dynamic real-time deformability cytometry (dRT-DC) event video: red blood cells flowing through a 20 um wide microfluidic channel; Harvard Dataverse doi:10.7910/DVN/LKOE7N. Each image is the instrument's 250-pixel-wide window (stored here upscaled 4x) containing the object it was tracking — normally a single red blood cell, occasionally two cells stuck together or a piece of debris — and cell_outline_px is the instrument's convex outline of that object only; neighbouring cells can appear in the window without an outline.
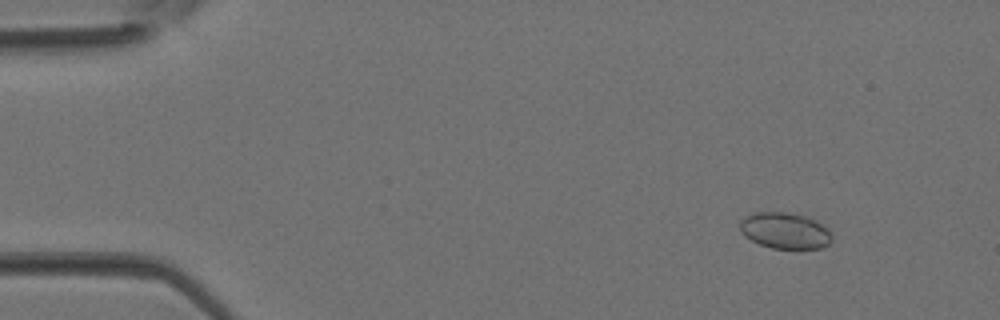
{"species": "Egyptian fruit bat (a non-hibernating species)", "species_latin": "Rousettus aegyptiacus", "temperature_condition": "room temperature", "stored_images_in_passage": 5, "camera_frame_rate_fps": 3000, "um_per_image_px": 0.085, "animal": {"sex": "female"}, "frame": {"image": 1, "passage_image": 2, "time_ms": 0.333, "image_size_px": [1000, 320], "cell_outline_px": [[832, 240], [828, 244], [820, 248], [772, 248], [760, 244], [744, 236], [740, 228], [740, 220], [744, 216], [756, 212], [788, 212], [804, 216], [828, 228], [832, 236]], "centroid_in_image_um": [66.7, 19.6], "position_along_channel_um": 18.3, "area_um2": 19.19}}